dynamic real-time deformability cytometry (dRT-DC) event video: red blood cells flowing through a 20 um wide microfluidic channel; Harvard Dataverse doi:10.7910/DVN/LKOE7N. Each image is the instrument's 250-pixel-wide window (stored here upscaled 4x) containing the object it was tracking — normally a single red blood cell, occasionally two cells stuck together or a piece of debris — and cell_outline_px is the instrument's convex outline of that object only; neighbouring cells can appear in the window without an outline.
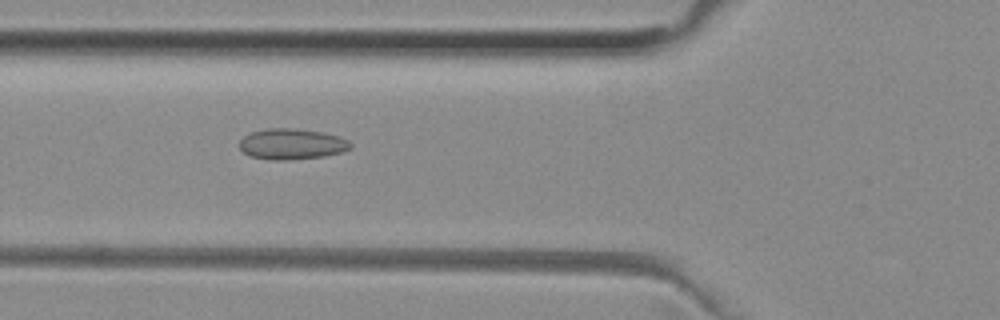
{"species": "common noctule bat (a hibernating species)", "species_latin": "Nyctalus noctula", "temperature_condition": "room temperature", "stored_images_in_passage": 52, "camera_frame_rate_fps": 3000, "um_per_image_px": 0.085, "animal": {"sex": "female", "body_mass_g": 29.2, "forearm_length_mm": 56.3}, "frame": {"image": 1, "passage_image": 19, "time_ms": 6.0, "image_size_px": [1000, 320], "cell_outline_px": [[352, 148], [340, 152], [324, 156], [288, 160], [268, 160], [248, 156], [240, 148], [240, 140], [244, 136], [252, 132], [268, 128], [292, 128], [324, 132], [340, 136], [348, 140], [352, 144]], "centroid_in_image_um": [24.81, 12.24], "position_along_channel_um": 101.0, "area_um2": 20.06}}
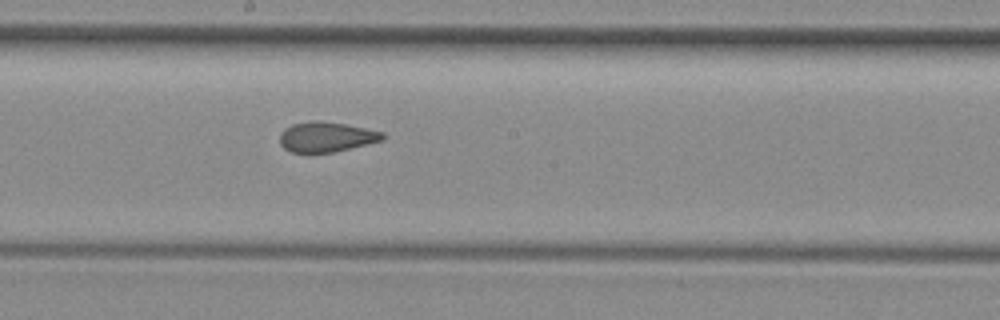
{"frame": {"image": 2, "passage_image": 28, "time_ms": 9.0, "image_size_px": [1000, 320], "cell_outline_px": [[384, 140], [332, 152], [292, 152], [284, 148], [280, 144], [280, 132], [284, 128], [292, 124], [316, 120], [320, 120], [344, 124], [384, 132]], "centroid_in_image_um": [27.71, 11.63], "position_along_channel_um": 220.5, "area_um2": 17.86}}
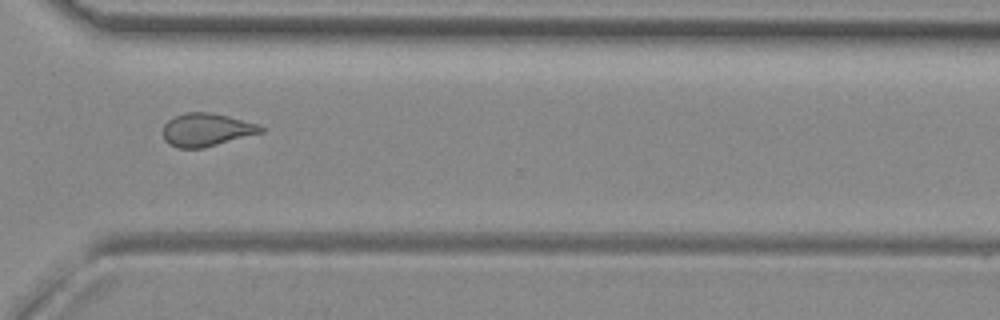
{"frame": {"image": 3, "passage_image": 38, "time_ms": 12.333, "image_size_px": [1000, 320], "cell_outline_px": [[264, 132], [204, 148], [176, 148], [168, 144], [164, 140], [164, 124], [172, 116], [184, 112], [208, 112], [228, 116], [260, 124], [264, 128]], "centroid_in_image_um": [17.55, 11.03], "position_along_channel_um": 353.1, "area_um2": 19.07}, "authors_computed_cell_mechanics": {"area_um2": 19.5653, "velocity_mm_per_s": 3.9782, "shape_relaxation_time_tau1_ms": null, "shape_relaxation_time_tau2_ms": 1.3727, "deformation_change_tau1": null, "deformation_change_tau2": 0.0933}}